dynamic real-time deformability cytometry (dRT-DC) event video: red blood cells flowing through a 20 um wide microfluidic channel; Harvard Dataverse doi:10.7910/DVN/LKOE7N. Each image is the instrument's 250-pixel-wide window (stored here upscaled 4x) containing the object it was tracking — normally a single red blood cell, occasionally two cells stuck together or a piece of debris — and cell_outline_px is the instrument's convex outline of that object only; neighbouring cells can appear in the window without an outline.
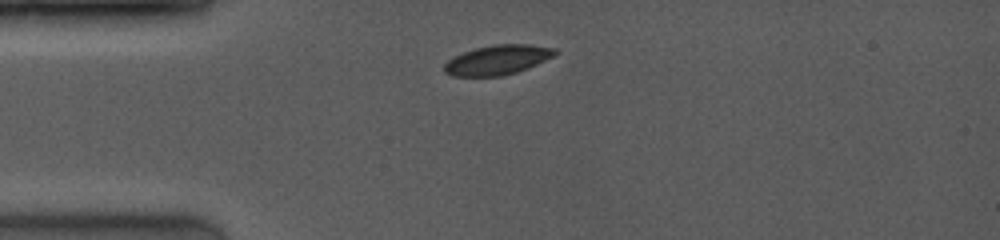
{"species": "common noctule bat (a hibernating species)", "species_latin": "Nyctalus noctula", "temperature_condition": "room temperature", "stored_images_in_passage": 2, "camera_frame_rate_fps": 4000, "um_per_image_px": 0.085, "animal": {"sex": "female", "body_mass_g": 19.0, "forearm_length_mm": 53.3}, "frame": {"image": 1, "passage_image": 1, "time_ms": 0.0, "image_size_px": [1000, 240], "cell_outline_px": [[560, 52], [556, 56], [528, 68], [516, 72], [500, 76], [452, 76], [444, 72], [444, 64], [452, 56], [476, 48], [492, 44], [528, 44], [556, 48]], "centroid_in_image_um": [42.33, 5.08], "position_along_channel_um": 42.7, "area_um2": 19.36}}